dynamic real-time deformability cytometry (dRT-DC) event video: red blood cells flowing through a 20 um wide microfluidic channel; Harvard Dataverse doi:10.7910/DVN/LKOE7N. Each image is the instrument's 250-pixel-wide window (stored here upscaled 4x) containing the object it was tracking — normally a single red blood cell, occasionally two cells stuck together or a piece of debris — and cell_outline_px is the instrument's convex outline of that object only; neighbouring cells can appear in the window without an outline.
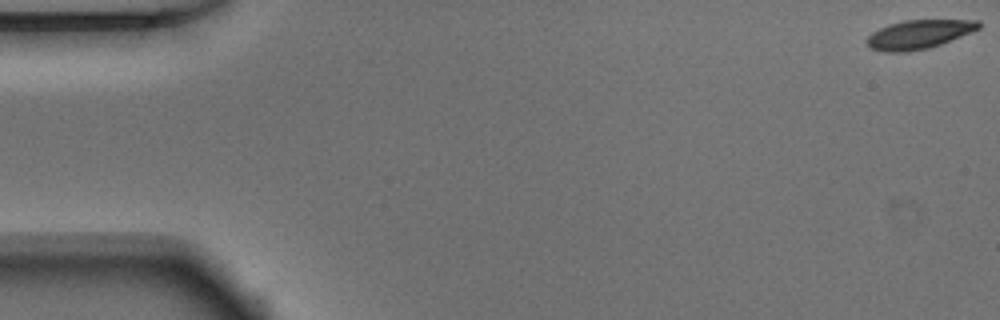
{"species": "Egyptian fruit bat (a non-hibernating species)", "species_latin": "Rousettus aegyptiacus", "temperature_condition": "warm", "stored_images_in_passage": 52, "camera_frame_rate_fps": 3000, "um_per_image_px": 0.085, "animal": {"sex": "male"}, "frame": {"image": 1, "passage_image": 1, "time_ms": 0.0, "image_size_px": [1000, 320], "cell_outline_px": [[980, 28], [940, 44], [928, 48], [908, 52], [884, 52], [872, 48], [864, 40], [872, 32], [888, 24], [904, 20], [980, 20]], "centroid_in_image_um": [78.06, 2.92], "position_along_channel_um": 6.9, "area_um2": 18.67}}
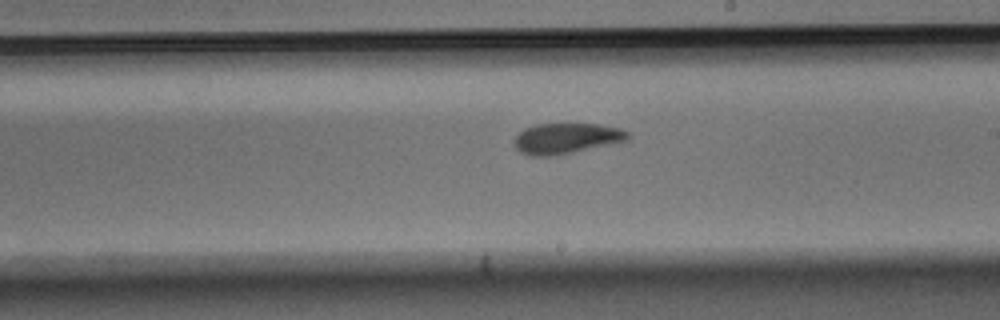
{"frame": {"image": 2, "passage_image": 30, "time_ms": 9.667, "image_size_px": [1000, 320], "cell_outline_px": [[632, 136], [628, 140], [572, 152], [552, 156], [532, 156], [520, 152], [512, 144], [512, 140], [524, 128], [536, 124], [600, 124], [620, 128], [628, 132]], "centroid_in_image_um": [48.11, 11.76], "position_along_channel_um": 240.9, "area_um2": 20.29}}
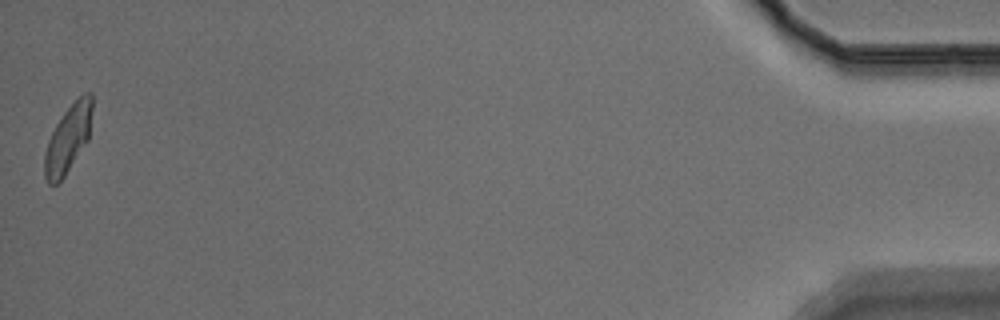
{"frame": {"image": 3, "passage_image": 52, "time_ms": 17.0, "image_size_px": [1000, 320], "cell_outline_px": [[92, 108], [88, 140], [64, 176], [56, 184], [48, 184], [44, 176], [44, 152], [48, 140], [56, 124], [64, 112], [84, 92], [92, 92]], "centroid_in_image_um": [5.77, 11.79], "position_along_channel_um": 429.4, "area_um2": 18.5}, "authors_computed_cell_mechanics": {"area_um2": 19.7387, "velocity_mm_per_s": 3.8776, "shape_relaxation_time_tau1_ms": 3.6885, "shape_relaxation_time_tau2_ms": 2.2259, "deformation_change_tau1": 0.1486, "deformation_change_tau2": 0.0823}}